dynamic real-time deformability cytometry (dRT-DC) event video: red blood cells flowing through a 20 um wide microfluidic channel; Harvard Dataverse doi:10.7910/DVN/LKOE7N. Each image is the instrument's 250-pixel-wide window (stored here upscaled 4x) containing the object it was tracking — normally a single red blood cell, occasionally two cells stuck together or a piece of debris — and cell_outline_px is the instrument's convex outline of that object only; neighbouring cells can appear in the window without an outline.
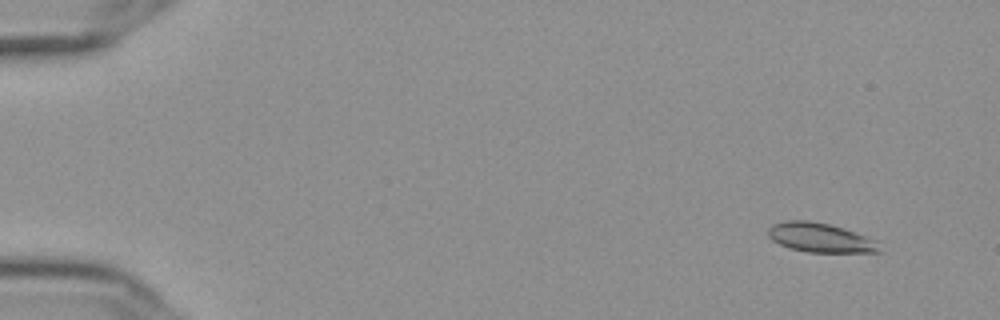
{"species": "Egyptian fruit bat (a non-hibernating species)", "species_latin": "Rousettus aegyptiacus", "temperature_condition": "cold", "stored_images_in_passage": 53, "camera_frame_rate_fps": 3000, "um_per_image_px": 0.085, "frame": {"image": 1, "passage_image": 1, "time_ms": 0.0, "image_size_px": [1000, 320], "cell_outline_px": [[880, 252], [808, 252], [792, 248], [780, 244], [772, 240], [768, 236], [768, 228], [772, 224], [784, 220], [808, 220], [828, 224], [844, 228], [864, 236], [872, 240]], "centroid_in_image_um": [69.61, 20.18], "position_along_channel_um": 15.4, "area_um2": 18.55}}
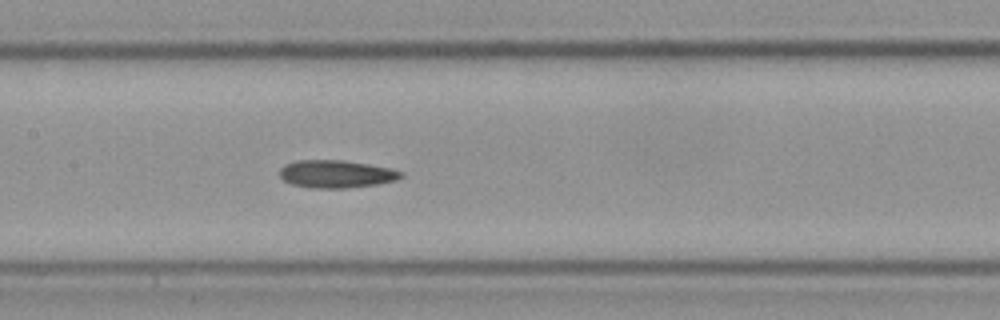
{"frame": {"image": 2, "passage_image": 25, "time_ms": 8.0, "image_size_px": [1000, 320], "cell_outline_px": [[404, 176], [396, 180], [376, 184], [344, 188], [308, 188], [292, 184], [284, 180], [280, 176], [280, 168], [284, 164], [296, 160], [340, 160], [368, 164], [392, 168], [404, 172]], "centroid_in_image_um": [28.58, 14.78], "position_along_channel_um": 178.8, "area_um2": 19.65}}
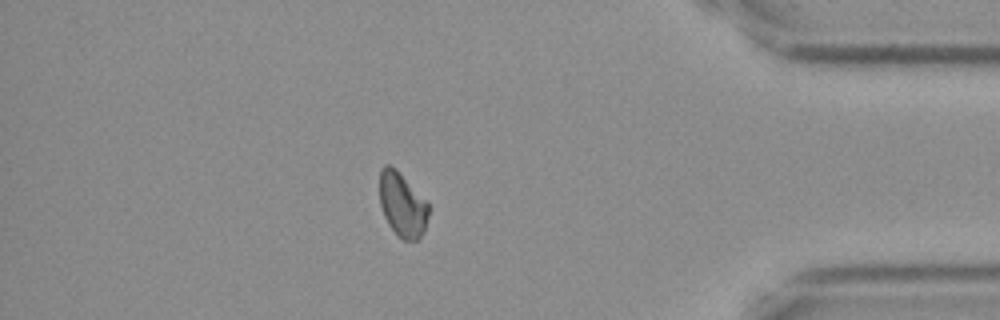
{"frame": {"image": 3, "passage_image": 46, "time_ms": 15.0, "image_size_px": [1000, 320], "cell_outline_px": [[428, 216], [424, 232], [420, 240], [404, 240], [388, 224], [384, 216], [380, 204], [380, 168], [384, 164], [388, 164], [396, 168], [428, 200]], "centroid_in_image_um": [34.22, 17.36], "position_along_channel_um": 401.0, "area_um2": 18.61}, "authors_computed_cell_mechanics": {"area_um2": 19.074, "velocity_mm_per_s": 3.6334, "shape_relaxation_time_tau1_ms": null, "shape_relaxation_time_tau2_ms": 7.7041, "deformation_change_tau1": null, "deformation_change_tau2": 0.1323}}